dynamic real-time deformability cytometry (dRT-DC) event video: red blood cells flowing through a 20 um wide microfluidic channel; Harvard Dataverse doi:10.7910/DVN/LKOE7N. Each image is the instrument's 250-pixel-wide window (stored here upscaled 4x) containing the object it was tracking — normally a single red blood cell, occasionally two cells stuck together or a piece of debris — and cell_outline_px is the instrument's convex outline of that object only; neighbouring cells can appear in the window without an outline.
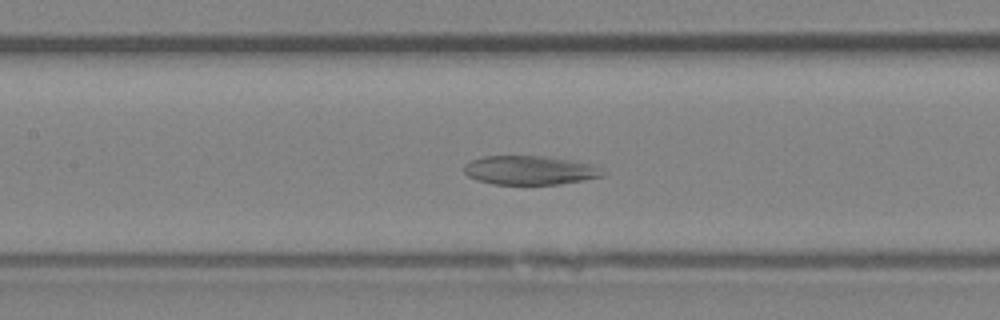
{"species": "Egyptian fruit bat (a non-hibernating species)", "species_latin": "Rousettus aegyptiacus", "temperature_condition": "room temperature", "stored_images_in_passage": 44, "camera_frame_rate_fps": 3000, "um_per_image_px": 0.085, "animal": {"sex": "female"}, "frame": {"image": 1, "passage_image": 18, "time_ms": 5.667, "image_size_px": [1000, 320], "cell_outline_px": [[604, 176], [584, 180], [560, 184], [492, 184], [476, 180], [468, 176], [464, 172], [464, 164], [472, 160], [484, 156], [540, 156], [568, 160], [588, 164], [604, 172]], "centroid_in_image_um": [44.96, 14.48], "position_along_channel_um": 162.4, "area_um2": 23.06}}
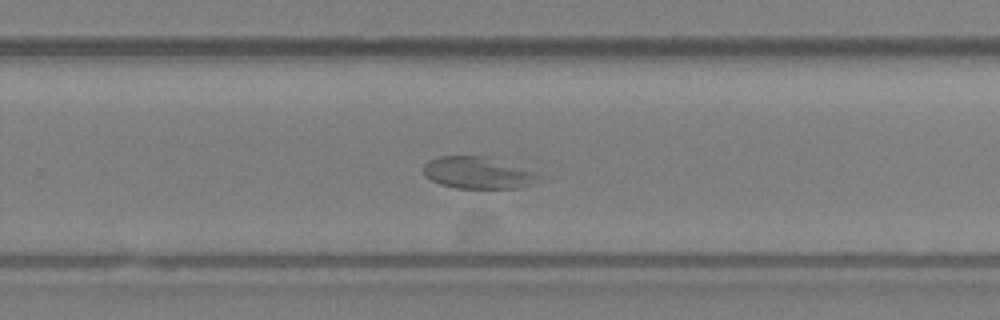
{"frame": {"image": 2, "passage_image": 27, "time_ms": 8.667, "image_size_px": [1000, 320], "cell_outline_px": [[544, 180], [536, 184], [520, 188], [456, 188], [440, 184], [424, 176], [424, 164], [428, 160], [440, 156], [480, 156], [532, 172], [540, 176]], "centroid_in_image_um": [40.59, 14.72], "position_along_channel_um": 289.2, "area_um2": 20.98}}
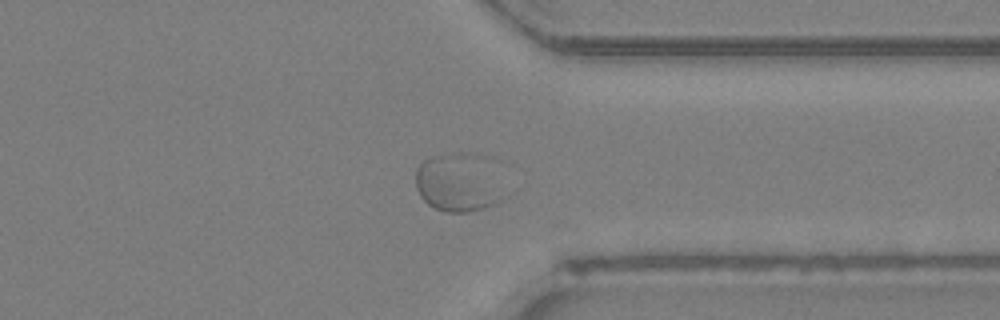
{"frame": {"image": 3, "passage_image": 33, "time_ms": 10.667, "image_size_px": [1000, 320], "cell_outline_px": [[512, 192], [508, 196], [484, 208], [468, 212], [444, 212], [428, 204], [420, 196], [416, 188], [416, 168], [424, 160], [436, 156], [444, 156]], "centroid_in_image_um": [38.71, 15.86], "position_along_channel_um": 372.7, "area_um2": 25.14}}